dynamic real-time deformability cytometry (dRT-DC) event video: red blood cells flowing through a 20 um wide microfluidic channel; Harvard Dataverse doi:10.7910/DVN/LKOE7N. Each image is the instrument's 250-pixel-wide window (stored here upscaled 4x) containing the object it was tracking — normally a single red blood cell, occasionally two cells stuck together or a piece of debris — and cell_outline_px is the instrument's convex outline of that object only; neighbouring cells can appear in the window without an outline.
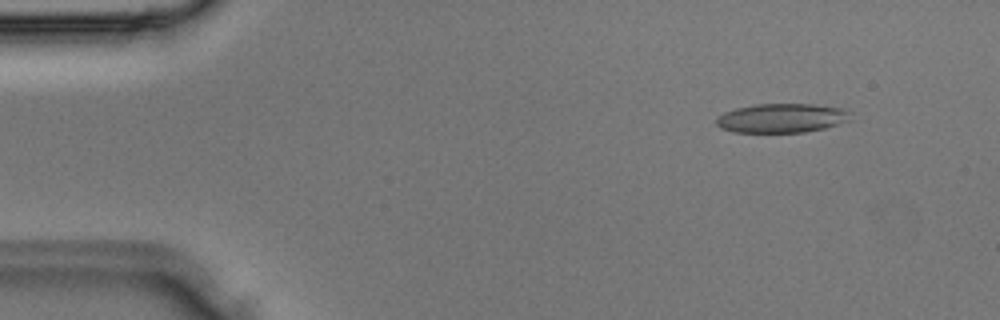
{"species": "Egyptian fruit bat (a non-hibernating species)", "species_latin": "Rousettus aegyptiacus", "temperature_condition": "room temperature", "stored_images_in_passage": 3, "camera_frame_rate_fps": 3000, "um_per_image_px": 0.085, "animal": {"sex": "male"}, "frame": {"image": 1, "passage_image": 1, "time_ms": 0.0, "image_size_px": [1000, 320], "cell_outline_px": [[852, 120], [840, 124], [824, 128], [804, 132], [732, 132], [720, 128], [716, 124], [716, 116], [724, 112], [736, 108], [756, 104], [816, 104], [844, 108], [852, 112]], "centroid_in_image_um": [66.49, 10.03], "position_along_channel_um": 18.5, "area_um2": 23.18}}
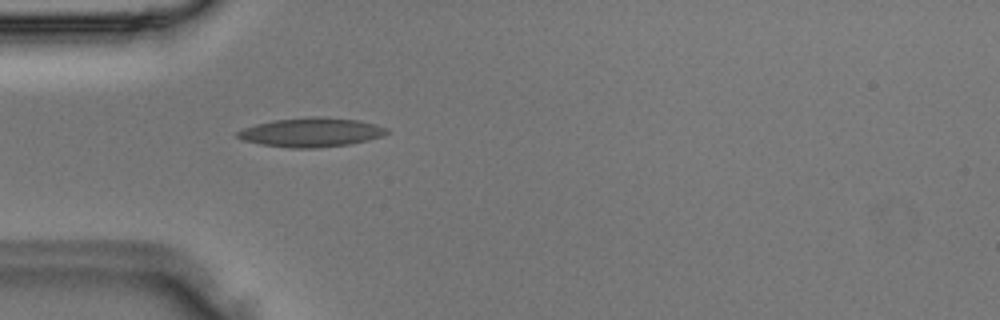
{"frame": {"image": 2, "passage_image": 3, "time_ms": 0.667, "image_size_px": [1000, 320], "cell_outline_px": [[388, 132], [380, 136], [368, 140], [348, 144], [316, 148], [292, 148], [260, 144], [244, 140], [236, 136], [236, 132], [244, 128], [256, 124], [272, 120], [308, 116], [320, 116], [360, 120], [376, 124], [388, 128]], "centroid_in_image_um": [26.45, 11.23], "position_along_channel_um": 58.6, "area_um2": 25.37}}